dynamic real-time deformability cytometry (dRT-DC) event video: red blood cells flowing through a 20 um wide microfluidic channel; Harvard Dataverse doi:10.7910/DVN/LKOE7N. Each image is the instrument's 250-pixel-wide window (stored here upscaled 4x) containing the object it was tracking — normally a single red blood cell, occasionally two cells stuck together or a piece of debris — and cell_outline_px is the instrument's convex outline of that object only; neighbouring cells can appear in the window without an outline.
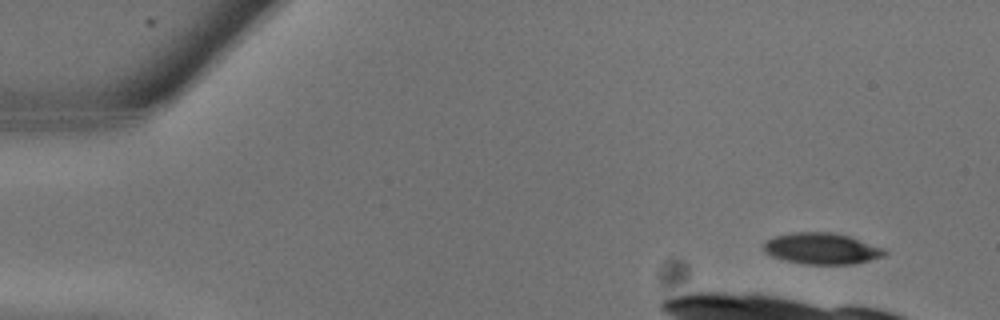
{"species": "common noctule bat (a hibernating species)", "species_latin": "Nyctalus noctula", "temperature_condition": "warm", "stored_images_in_passage": 6, "camera_frame_rate_fps": 3000, "um_per_image_px": 0.085, "animal": {"sex": "male", "body_mass_g": 13.3}, "frame": {"image": 1, "passage_image": 2, "time_ms": 0.333, "image_size_px": [1000, 320], "cell_outline_px": [[888, 252], [884, 256], [852, 264], [808, 264], [788, 260], [772, 256], [764, 248], [764, 244], [768, 240], [776, 236], [792, 232], [832, 232], [848, 236], [884, 248]], "centroid_in_image_um": [69.89, 21.12], "position_along_channel_um": 15.1, "area_um2": 21.56}}